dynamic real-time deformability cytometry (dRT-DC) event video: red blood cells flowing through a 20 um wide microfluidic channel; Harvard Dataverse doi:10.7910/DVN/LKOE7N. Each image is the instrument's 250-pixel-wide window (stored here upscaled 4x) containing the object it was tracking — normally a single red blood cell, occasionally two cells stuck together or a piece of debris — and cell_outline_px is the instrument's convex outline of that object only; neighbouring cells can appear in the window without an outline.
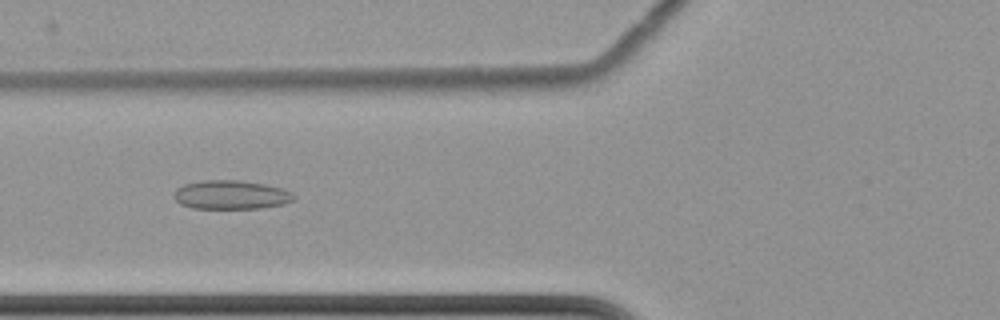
{"species": "common noctule bat (a hibernating species)", "species_latin": "Nyctalus noctula", "temperature_condition": "cold", "stored_images_in_passage": 61, "camera_frame_rate_fps": 3000, "um_per_image_px": 0.085, "animal": {"sex": "female", "body_mass_g": 22.7, "forearm_length_mm": 54.2}, "frame": {"image": 1, "passage_image": 25, "time_ms": 8.0, "image_size_px": [1000, 320], "cell_outline_px": [[296, 200], [284, 204], [260, 208], [192, 208], [180, 204], [172, 196], [176, 188], [184, 184], [200, 180], [240, 180], [264, 184], [280, 188], [292, 192], [296, 196]], "centroid_in_image_um": [19.63, 16.55], "position_along_channel_um": 106.2, "area_um2": 20.35}}
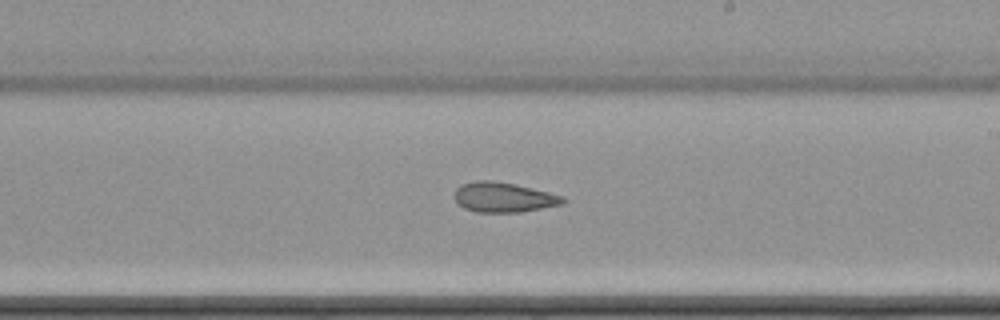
{"frame": {"image": 2, "passage_image": 37, "time_ms": 12.0, "image_size_px": [1000, 320], "cell_outline_px": [[568, 200], [564, 204], [520, 212], [476, 212], [464, 208], [456, 204], [456, 188], [460, 184], [476, 180], [492, 180], [516, 184], [564, 196]], "centroid_in_image_um": [42.82, 16.76], "position_along_channel_um": 246.2, "area_um2": 19.07}}
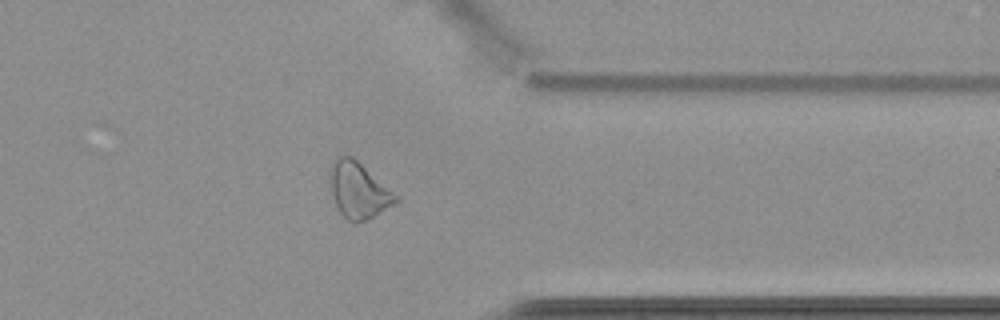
{"frame": {"image": 3, "passage_image": 49, "time_ms": 16.0, "image_size_px": [1000, 320], "cell_outline_px": [[400, 200], [396, 204], [356, 224], [352, 224], [340, 212], [336, 204], [332, 192], [332, 164], [340, 156], [352, 156], [392, 192]], "centroid_in_image_um": [30.49, 16.22], "position_along_channel_um": 380.9, "area_um2": 20.4}, "authors_computed_cell_mechanics": {"area_um2": 22.7732, "velocity_mm_per_s": 3.495, "shape_relaxation_time_tau1_ms": null, "shape_relaxation_time_tau2_ms": 5.1479, "deformation_change_tau1": null, "deformation_change_tau2": 0.1199}}